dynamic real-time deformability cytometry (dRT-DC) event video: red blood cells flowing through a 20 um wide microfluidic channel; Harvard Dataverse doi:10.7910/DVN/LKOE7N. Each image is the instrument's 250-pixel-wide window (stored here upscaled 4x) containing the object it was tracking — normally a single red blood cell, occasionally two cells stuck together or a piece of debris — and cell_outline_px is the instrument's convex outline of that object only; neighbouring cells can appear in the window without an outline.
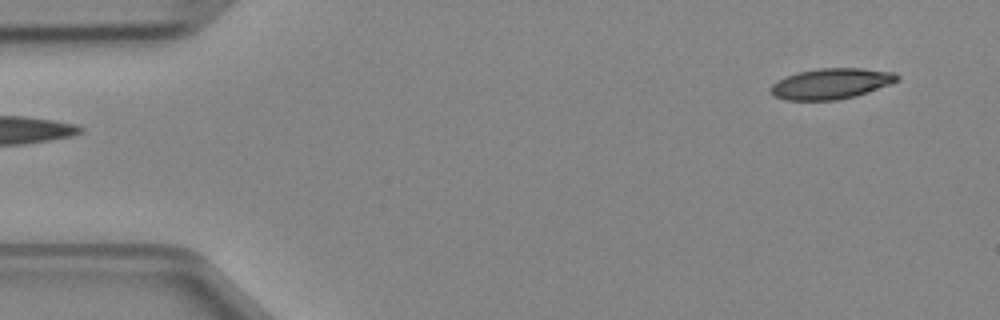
{"species": "Egyptian fruit bat (a non-hibernating species)", "species_latin": "Rousettus aegyptiacus", "temperature_condition": "cold", "stored_images_in_passage": 4, "segment_of_instrument_passage": [2, 2], "camera_frame_rate_fps": 3000, "um_per_image_px": 0.085, "animal": {"sex": "female"}, "frame": {"image": 1, "passage_image": 4, "time_ms": 1.0, "image_size_px": [1000, 320], "cell_outline_px": [[900, 80], [892, 84], [856, 96], [836, 100], [784, 100], [772, 96], [768, 88], [776, 80], [784, 76], [796, 72], [820, 68], [860, 68], [896, 72], [900, 76]], "centroid_in_image_um": [70.63, 7.11], "position_along_channel_um": 14.4, "area_um2": 23.12}}